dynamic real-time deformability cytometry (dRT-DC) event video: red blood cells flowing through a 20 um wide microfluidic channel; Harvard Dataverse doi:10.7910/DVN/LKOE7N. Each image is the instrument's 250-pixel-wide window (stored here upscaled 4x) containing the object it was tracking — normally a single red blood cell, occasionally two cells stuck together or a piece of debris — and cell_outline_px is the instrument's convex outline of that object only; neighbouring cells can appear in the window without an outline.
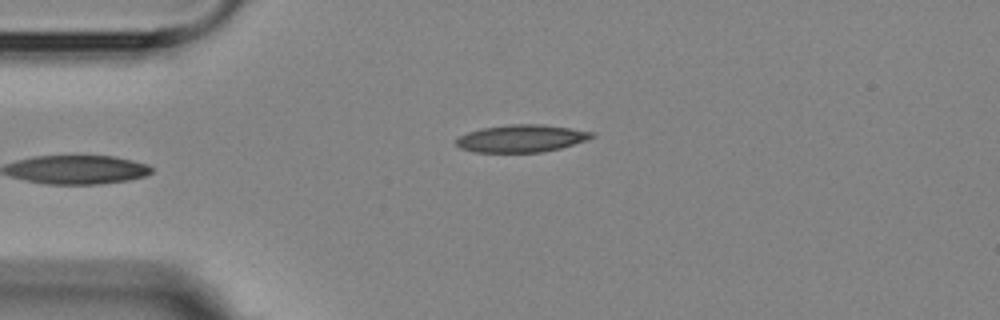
{"species": "Egyptian fruit bat (a non-hibernating species)", "species_latin": "Rousettus aegyptiacus", "temperature_condition": "room temperature", "stored_images_in_passage": 6, "camera_frame_rate_fps": 3000, "um_per_image_px": 0.085, "animal": {"sex": "female"}, "frame": {"image": 1, "passage_image": 6, "time_ms": 6.667, "image_size_px": [1000, 320], "cell_outline_px": [[596, 136], [588, 140], [560, 148], [540, 152], [472, 152], [460, 148], [456, 144], [456, 140], [460, 136], [468, 132], [484, 128], [512, 124], [540, 124], [568, 128], [592, 132]], "centroid_in_image_um": [44.32, 11.77], "position_along_channel_um": 40.7, "area_um2": 21.44}}